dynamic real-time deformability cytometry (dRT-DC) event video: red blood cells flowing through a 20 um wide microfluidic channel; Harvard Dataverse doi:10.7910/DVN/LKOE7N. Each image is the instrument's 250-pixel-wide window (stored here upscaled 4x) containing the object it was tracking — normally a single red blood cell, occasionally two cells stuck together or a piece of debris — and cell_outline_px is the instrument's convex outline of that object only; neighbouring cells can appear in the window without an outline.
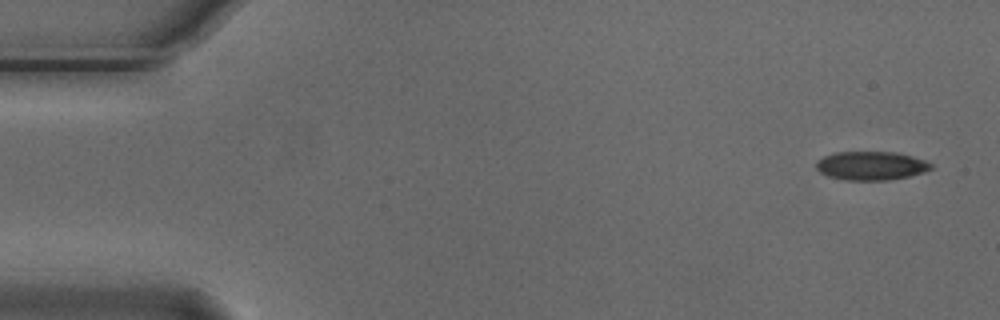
{"species": "Egyptian fruit bat (a non-hibernating species)", "species_latin": "Rousettus aegyptiacus", "temperature_condition": "cold", "stored_images_in_passage": 7, "camera_frame_rate_fps": 3000, "um_per_image_px": 0.085, "animal": {"sex": "male"}, "frame": {"image": 1, "passage_image": 1, "time_ms": 0.0, "image_size_px": [1000, 320], "cell_outline_px": [[932, 168], [924, 172], [908, 176], [888, 180], [844, 180], [828, 176], [820, 172], [816, 168], [816, 160], [824, 156], [836, 152], [896, 152], [912, 156], [924, 160], [932, 164]], "centroid_in_image_um": [74.02, 14.08], "position_along_channel_um": 11.0, "area_um2": 19.19}}
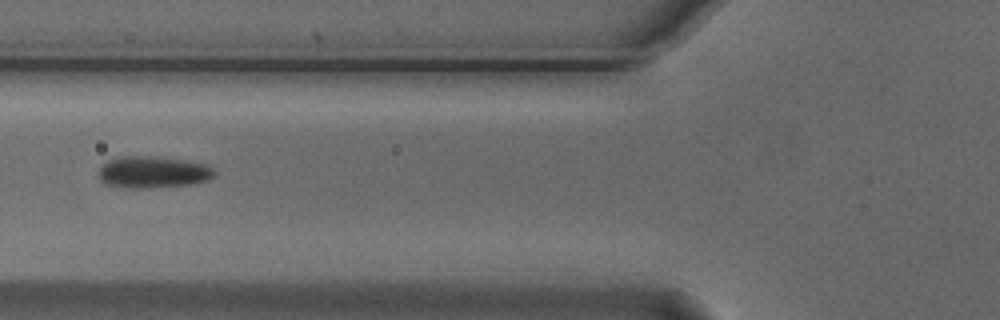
{"frame": {"image": 2, "passage_image": 6, "time_ms": 1.667, "image_size_px": [1000, 320], "cell_outline_px": [[216, 176], [208, 180], [188, 184], [140, 188], [136, 188], [108, 184], [100, 180], [100, 168], [108, 160], [124, 156], [156, 156], [184, 160], [204, 164], [212, 168], [216, 172]], "centroid_in_image_um": [13.04, 14.61], "position_along_channel_um": 112.8, "area_um2": 20.98}}
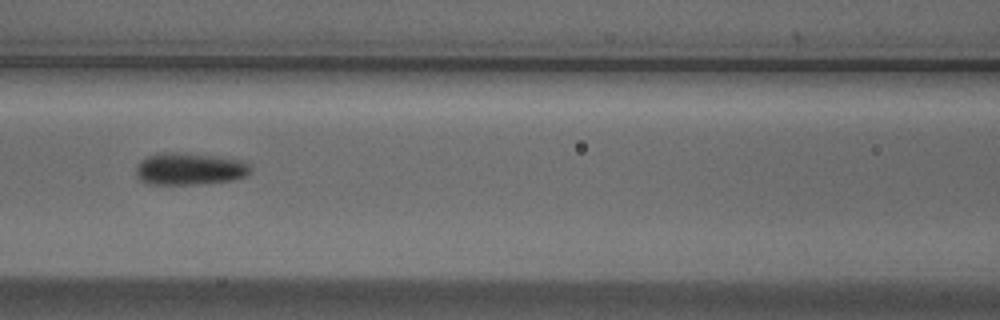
{"frame": {"image": 3, "passage_image": 7, "time_ms": 2.0, "image_size_px": [1000, 320], "cell_outline_px": [[252, 172], [244, 176], [232, 180], [196, 184], [148, 184], [140, 180], [136, 176], [136, 164], [140, 160], [156, 152], [180, 152], [244, 160], [252, 168]], "centroid_in_image_um": [16.08, 14.34], "position_along_channel_um": 150.5, "area_um2": 21.62}}